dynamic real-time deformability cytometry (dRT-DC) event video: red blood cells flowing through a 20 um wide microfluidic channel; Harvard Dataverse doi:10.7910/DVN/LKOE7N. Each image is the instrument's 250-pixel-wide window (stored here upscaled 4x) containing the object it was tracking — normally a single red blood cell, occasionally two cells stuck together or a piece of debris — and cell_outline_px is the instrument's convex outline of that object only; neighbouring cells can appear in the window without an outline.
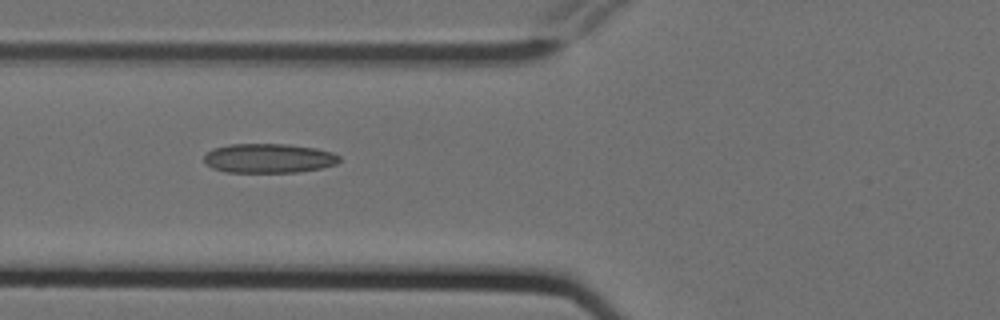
{"species": "Egyptian fruit bat (a non-hibernating species)", "species_latin": "Rousettus aegyptiacus", "temperature_condition": "cold", "stored_images_in_passage": 2, "camera_frame_rate_fps": 3000, "um_per_image_px": 0.085, "animal": {"sex": "female"}, "frame": {"image": 1, "passage_image": 2, "time_ms": 0.333, "image_size_px": [1000, 320], "cell_outline_px": [[340, 160], [336, 164], [320, 168], [296, 172], [224, 172], [212, 168], [204, 164], [204, 156], [212, 148], [228, 144], [288, 144], [316, 148], [332, 152], [340, 156]], "centroid_in_image_um": [22.81, 13.45], "position_along_channel_um": 103.0, "area_um2": 23.29}}